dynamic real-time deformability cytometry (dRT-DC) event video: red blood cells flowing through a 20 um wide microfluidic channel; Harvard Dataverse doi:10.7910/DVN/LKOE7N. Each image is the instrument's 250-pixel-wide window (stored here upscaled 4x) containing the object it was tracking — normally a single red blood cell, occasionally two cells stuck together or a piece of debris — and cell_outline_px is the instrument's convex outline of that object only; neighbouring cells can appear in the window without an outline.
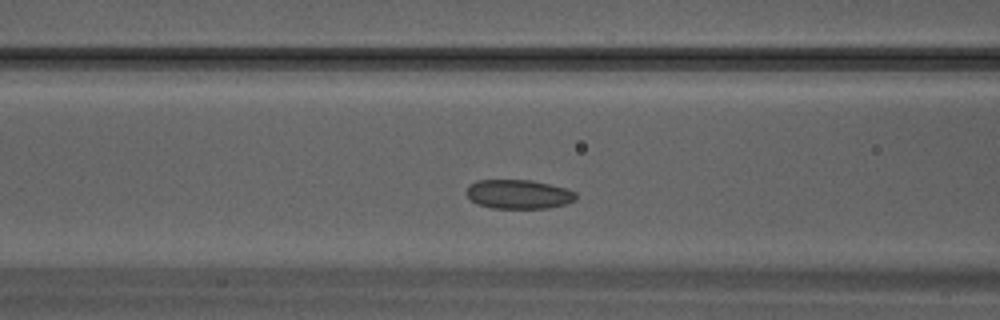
{"species": "Egyptian fruit bat (a non-hibernating species)", "species_latin": "Rousettus aegyptiacus", "temperature_condition": "warm", "stored_images_in_passage": 28, "camera_frame_rate_fps": 3000, "um_per_image_px": 0.085, "animal": {"sex": "male"}, "frame": {"image": 1, "passage_image": 9, "time_ms": 2.667, "image_size_px": [1000, 320], "cell_outline_px": [[576, 200], [568, 204], [548, 208], [492, 208], [480, 204], [472, 200], [468, 196], [468, 188], [476, 180], [532, 180], [568, 188], [576, 192]], "centroid_in_image_um": [44.17, 16.51], "position_along_channel_um": 122.4, "area_um2": 18.55}}
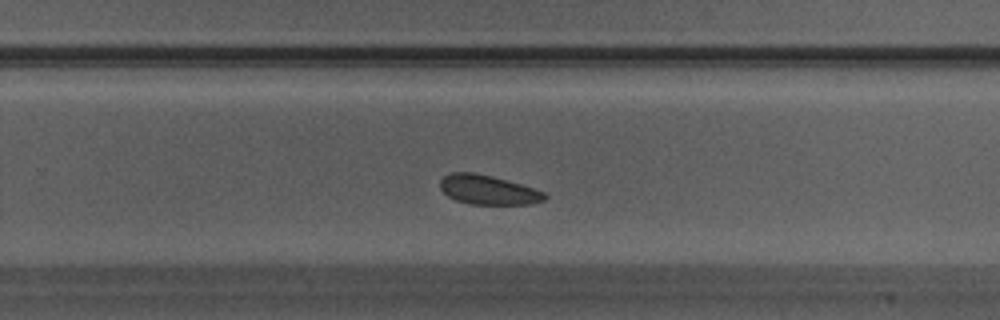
{"frame": {"image": 2, "passage_image": 17, "time_ms": 5.333, "image_size_px": [1000, 320], "cell_outline_px": [[548, 196], [544, 200], [528, 204], [468, 204], [456, 200], [448, 196], [440, 188], [440, 180], [448, 172], [476, 172], [492, 176], [520, 184], [544, 192]], "centroid_in_image_um": [41.44, 16.13], "position_along_channel_um": 288.4, "area_um2": 17.86}}
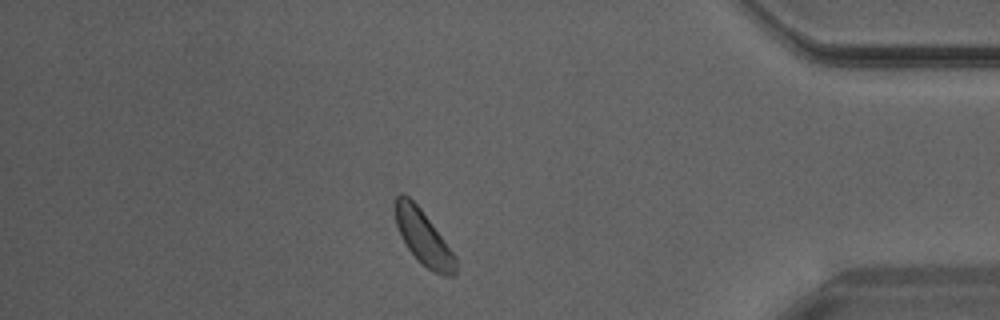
{"frame": {"image": 3, "passage_image": 24, "time_ms": 7.667, "image_size_px": [1000, 320], "cell_outline_px": [[456, 276], [444, 276], [432, 272], [408, 248], [400, 236], [396, 224], [396, 196], [400, 192], [408, 196], [420, 208], [456, 256]], "centroid_in_image_um": [36.01, 20.21], "position_along_channel_um": 399.2, "area_um2": 18.73}}